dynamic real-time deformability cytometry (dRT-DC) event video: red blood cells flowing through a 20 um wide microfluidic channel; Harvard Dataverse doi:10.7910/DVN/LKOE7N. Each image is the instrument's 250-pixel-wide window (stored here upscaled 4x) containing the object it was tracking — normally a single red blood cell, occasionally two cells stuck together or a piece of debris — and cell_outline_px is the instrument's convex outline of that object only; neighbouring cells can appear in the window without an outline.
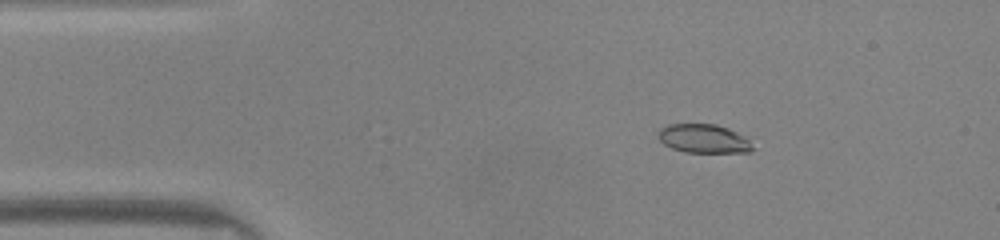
{"species": "common noctule bat (a hibernating species)", "species_latin": "Nyctalus noctula", "temperature_condition": "warm", "stored_images_in_passage": 48, "camera_frame_rate_fps": 3000, "um_per_image_px": 0.085, "animal": {"sex": "male", "body_mass_g": 20.0, "forearm_length_mm": 53.3}, "frame": {"image": 1, "passage_image": 7, "time_ms": 2.0, "image_size_px": [1000, 240], "cell_outline_px": [[752, 152], [684, 152], [672, 148], [664, 144], [660, 140], [660, 128], [668, 124], [716, 124], [728, 128], [744, 136], [748, 140], [752, 148]], "centroid_in_image_um": [59.81, 11.78], "position_along_channel_um": 25.2, "area_um2": 15.61}}
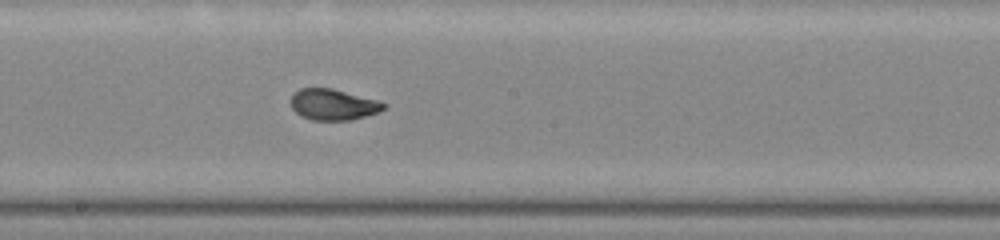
{"frame": {"image": 2, "passage_image": 25, "time_ms": 8.0, "image_size_px": [1000, 240], "cell_outline_px": [[388, 104], [380, 112], [348, 120], [312, 120], [300, 116], [292, 108], [292, 96], [300, 88], [332, 88], [376, 100]], "centroid_in_image_um": [28.32, 8.89], "position_along_channel_um": 219.9, "area_um2": 16.59}}
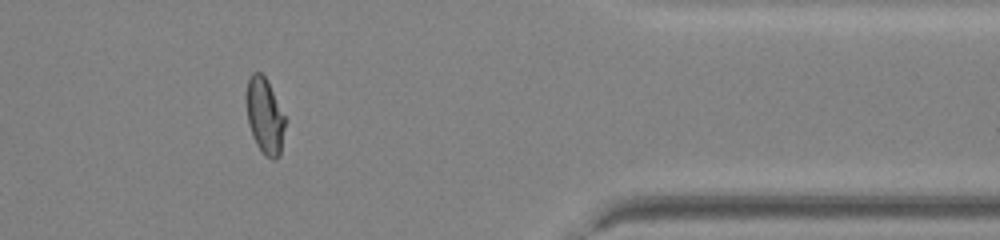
{"frame": {"image": 3, "passage_image": 39, "time_ms": 12.667, "image_size_px": [1000, 240], "cell_outline_px": [[284, 128], [280, 156], [276, 160], [272, 160], [264, 156], [256, 144], [252, 136], [248, 124], [244, 96], [248, 80], [252, 72], [260, 72], [264, 76], [284, 116]], "centroid_in_image_um": [22.45, 9.89], "position_along_channel_um": 388.9, "area_um2": 17.17}, "authors_computed_cell_mechanics": {"area_um2": 17.051, "velocity_mm_per_s": 4.1862, "shape_relaxation_time_tau1_ms": 3.6856, "shape_relaxation_time_tau2_ms": null, "deformation_change_tau1": 0.1817, "deformation_change_tau2": null}}